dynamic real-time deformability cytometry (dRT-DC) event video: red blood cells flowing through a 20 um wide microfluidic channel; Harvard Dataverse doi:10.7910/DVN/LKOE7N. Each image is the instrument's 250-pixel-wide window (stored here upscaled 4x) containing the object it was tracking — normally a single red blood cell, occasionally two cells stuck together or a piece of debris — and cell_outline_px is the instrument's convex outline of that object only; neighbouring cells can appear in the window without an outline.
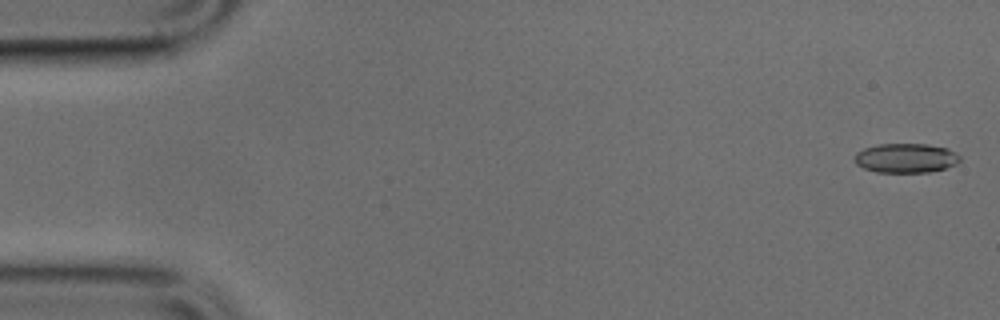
{"species": "common noctule bat (a hibernating species)", "species_latin": "Nyctalus noctula", "temperature_condition": "cold", "stored_images_in_passage": 4, "camera_frame_rate_fps": 3000, "um_per_image_px": 0.085, "animal": {"sex": "male", "body_mass_g": 17.9, "forearm_length_mm": 54.2}, "frame": {"image": 1, "passage_image": 1, "time_ms": 0.0, "image_size_px": [1000, 320], "cell_outline_px": [[960, 160], [956, 164], [944, 168], [928, 172], [876, 172], [864, 168], [856, 164], [856, 152], [864, 148], [880, 144], [928, 144], [948, 148], [956, 152], [960, 156]], "centroid_in_image_um": [77.02, 13.43], "position_along_channel_um": 8.0, "area_um2": 17.98}}